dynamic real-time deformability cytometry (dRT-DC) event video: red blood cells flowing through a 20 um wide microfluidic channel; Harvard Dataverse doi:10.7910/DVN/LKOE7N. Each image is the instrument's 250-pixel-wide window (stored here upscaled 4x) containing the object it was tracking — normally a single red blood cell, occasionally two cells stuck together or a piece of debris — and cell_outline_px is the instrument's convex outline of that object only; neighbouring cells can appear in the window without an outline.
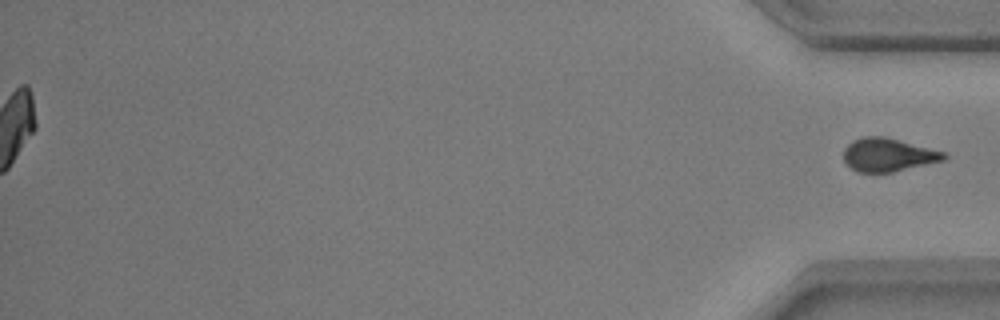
{"species": "common noctule bat (a hibernating species)", "species_latin": "Nyctalus noctula", "temperature_condition": "warm", "stored_images_in_passage": 54, "segment_of_instrument_passage": [2, 2], "camera_frame_rate_fps": 3000, "um_per_image_px": 0.085, "animal": {"sex": "male", "body_mass_g": 17.9, "forearm_length_mm": 54.2}, "frame": {"image": 1, "passage_image": 54, "time_ms": 17.667, "image_size_px": [1000, 320], "cell_outline_px": [[948, 156], [944, 160], [892, 172], [856, 172], [844, 164], [844, 148], [852, 140], [864, 136], [884, 136], [944, 152]], "centroid_in_image_um": [75.43, 13.16], "position_along_channel_um": 359.8, "area_um2": 19.42}}